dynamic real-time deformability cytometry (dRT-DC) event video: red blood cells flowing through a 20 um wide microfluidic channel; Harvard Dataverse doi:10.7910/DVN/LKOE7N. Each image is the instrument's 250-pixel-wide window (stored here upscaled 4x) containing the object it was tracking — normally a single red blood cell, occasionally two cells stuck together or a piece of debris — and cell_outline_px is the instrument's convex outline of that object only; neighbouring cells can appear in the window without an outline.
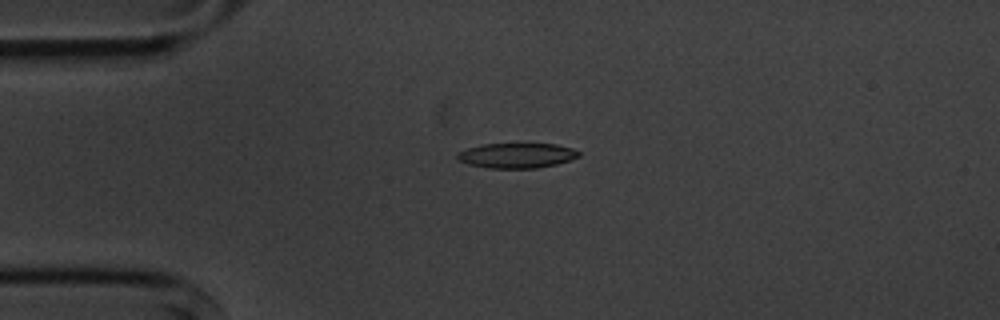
{"species": "common noctule bat (a hibernating species)", "species_latin": "Nyctalus noctula", "temperature_condition": "cold", "stored_images_in_passage": 4, "camera_frame_rate_fps": 3000, "um_per_image_px": 0.085, "animal": {"sex": "male", "body_mass_g": 20.1, "forearm_length_mm": 53.5}, "frame": {"image": 1, "passage_image": 3, "time_ms": 2.333, "image_size_px": [1000, 320], "cell_outline_px": [[580, 156], [556, 164], [536, 168], [488, 168], [468, 164], [456, 160], [456, 152], [480, 144], [556, 144], [572, 148], [580, 152]], "centroid_in_image_um": [43.87, 13.21], "position_along_channel_um": 41.1, "area_um2": 17.74}}